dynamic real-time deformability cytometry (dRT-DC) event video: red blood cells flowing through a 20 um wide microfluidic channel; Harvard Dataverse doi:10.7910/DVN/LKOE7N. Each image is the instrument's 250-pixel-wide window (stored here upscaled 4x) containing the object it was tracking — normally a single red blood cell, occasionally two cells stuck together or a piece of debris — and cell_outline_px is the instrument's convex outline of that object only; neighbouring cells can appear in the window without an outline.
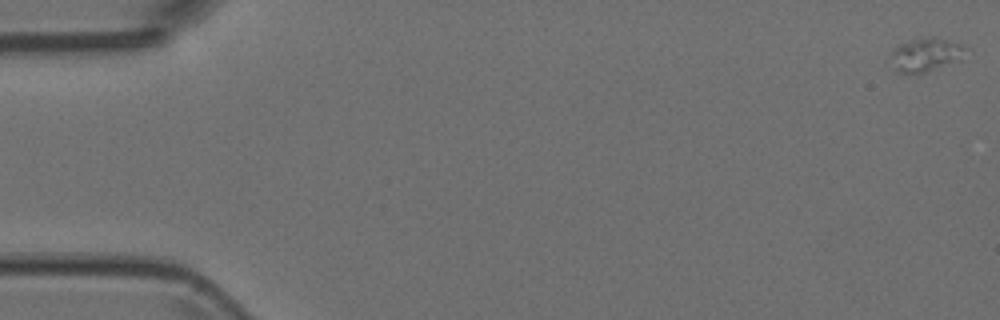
{"species": "Egyptian fruit bat (a non-hibernating species)", "species_latin": "Rousettus aegyptiacus", "temperature_condition": "room temperature", "stored_images_in_passage": 55, "camera_frame_rate_fps": 3000, "um_per_image_px": 0.085, "animal": {"sex": "female"}, "frame": {"image": 1, "passage_image": 1, "time_ms": 0.0, "image_size_px": [1000, 320], "cell_outline_px": [[968, 48], [960, 60], [924, 72], [896, 72], [888, 56], [892, 48], [908, 40], [932, 36], [936, 36], [964, 44]], "centroid_in_image_um": [78.68, 4.6], "position_along_channel_um": 6.3, "area_um2": 14.91}}